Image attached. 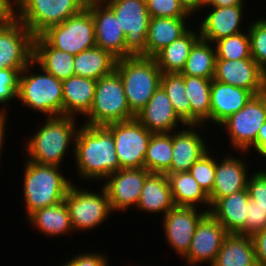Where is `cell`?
Here are the masks:
<instances>
[{"label": "cell", "instance_id": "60d3db41", "mask_svg": "<svg viewBox=\"0 0 266 266\" xmlns=\"http://www.w3.org/2000/svg\"><path fill=\"white\" fill-rule=\"evenodd\" d=\"M22 71L23 69H0V104L4 105L1 109L6 114L7 110L5 107H8L9 102L14 100V98L17 100L19 78Z\"/></svg>", "mask_w": 266, "mask_h": 266}, {"label": "cell", "instance_id": "c3c4849f", "mask_svg": "<svg viewBox=\"0 0 266 266\" xmlns=\"http://www.w3.org/2000/svg\"><path fill=\"white\" fill-rule=\"evenodd\" d=\"M251 148L266 160V122L260 127L256 143Z\"/></svg>", "mask_w": 266, "mask_h": 266}, {"label": "cell", "instance_id": "30bf717a", "mask_svg": "<svg viewBox=\"0 0 266 266\" xmlns=\"http://www.w3.org/2000/svg\"><path fill=\"white\" fill-rule=\"evenodd\" d=\"M41 36L53 47L72 55L96 46L94 20L86 6L61 24L49 27Z\"/></svg>", "mask_w": 266, "mask_h": 266}, {"label": "cell", "instance_id": "ee69618b", "mask_svg": "<svg viewBox=\"0 0 266 266\" xmlns=\"http://www.w3.org/2000/svg\"><path fill=\"white\" fill-rule=\"evenodd\" d=\"M247 190L249 198L257 202V205L266 212V174L263 169L250 175Z\"/></svg>", "mask_w": 266, "mask_h": 266}, {"label": "cell", "instance_id": "603a6c76", "mask_svg": "<svg viewBox=\"0 0 266 266\" xmlns=\"http://www.w3.org/2000/svg\"><path fill=\"white\" fill-rule=\"evenodd\" d=\"M253 93L212 79L210 93V120L213 125H220L230 115L242 109Z\"/></svg>", "mask_w": 266, "mask_h": 266}, {"label": "cell", "instance_id": "cb8c5ba5", "mask_svg": "<svg viewBox=\"0 0 266 266\" xmlns=\"http://www.w3.org/2000/svg\"><path fill=\"white\" fill-rule=\"evenodd\" d=\"M247 188L229 196L219 198L210 208L209 213L228 233L245 235V222L249 202Z\"/></svg>", "mask_w": 266, "mask_h": 266}, {"label": "cell", "instance_id": "d590c367", "mask_svg": "<svg viewBox=\"0 0 266 266\" xmlns=\"http://www.w3.org/2000/svg\"><path fill=\"white\" fill-rule=\"evenodd\" d=\"M173 132L153 133L147 147L144 168L150 173H165L171 166Z\"/></svg>", "mask_w": 266, "mask_h": 266}, {"label": "cell", "instance_id": "f907efd6", "mask_svg": "<svg viewBox=\"0 0 266 266\" xmlns=\"http://www.w3.org/2000/svg\"><path fill=\"white\" fill-rule=\"evenodd\" d=\"M246 0H205L204 7H225L233 5H244Z\"/></svg>", "mask_w": 266, "mask_h": 266}, {"label": "cell", "instance_id": "9c48e42d", "mask_svg": "<svg viewBox=\"0 0 266 266\" xmlns=\"http://www.w3.org/2000/svg\"><path fill=\"white\" fill-rule=\"evenodd\" d=\"M95 193L80 186L71 185L64 202L68 208L74 232L92 230L100 226L113 213L106 189L101 186ZM100 193V194H99Z\"/></svg>", "mask_w": 266, "mask_h": 266}, {"label": "cell", "instance_id": "8fae6325", "mask_svg": "<svg viewBox=\"0 0 266 266\" xmlns=\"http://www.w3.org/2000/svg\"><path fill=\"white\" fill-rule=\"evenodd\" d=\"M125 35L126 57H146L150 15L144 0H105Z\"/></svg>", "mask_w": 266, "mask_h": 266}, {"label": "cell", "instance_id": "816d5d0a", "mask_svg": "<svg viewBox=\"0 0 266 266\" xmlns=\"http://www.w3.org/2000/svg\"><path fill=\"white\" fill-rule=\"evenodd\" d=\"M7 116L8 115H6L1 121H0V159H1V153H2V151L3 150H1L2 148H3V142H5L4 140V138H5V130H6V123H7Z\"/></svg>", "mask_w": 266, "mask_h": 266}, {"label": "cell", "instance_id": "44dd1931", "mask_svg": "<svg viewBox=\"0 0 266 266\" xmlns=\"http://www.w3.org/2000/svg\"><path fill=\"white\" fill-rule=\"evenodd\" d=\"M216 158V171L212 192L208 195L211 206L219 199L245 190L249 179L248 164L244 157L238 158L228 153L219 161Z\"/></svg>", "mask_w": 266, "mask_h": 266}, {"label": "cell", "instance_id": "d6986e66", "mask_svg": "<svg viewBox=\"0 0 266 266\" xmlns=\"http://www.w3.org/2000/svg\"><path fill=\"white\" fill-rule=\"evenodd\" d=\"M87 7L94 20L96 47L108 51L117 59L126 58L125 35L114 12L105 3Z\"/></svg>", "mask_w": 266, "mask_h": 266}, {"label": "cell", "instance_id": "9a60e30c", "mask_svg": "<svg viewBox=\"0 0 266 266\" xmlns=\"http://www.w3.org/2000/svg\"><path fill=\"white\" fill-rule=\"evenodd\" d=\"M150 174L145 168H126L110 174L104 180L103 187L107 191L113 213L138 205L144 182Z\"/></svg>", "mask_w": 266, "mask_h": 266}, {"label": "cell", "instance_id": "7c38bea8", "mask_svg": "<svg viewBox=\"0 0 266 266\" xmlns=\"http://www.w3.org/2000/svg\"><path fill=\"white\" fill-rule=\"evenodd\" d=\"M115 141L116 155L121 169L144 168L149 140L153 133L136 118L105 126Z\"/></svg>", "mask_w": 266, "mask_h": 266}, {"label": "cell", "instance_id": "ffe728a7", "mask_svg": "<svg viewBox=\"0 0 266 266\" xmlns=\"http://www.w3.org/2000/svg\"><path fill=\"white\" fill-rule=\"evenodd\" d=\"M135 118L151 133H169L177 131L180 123L187 124L177 115L171 101L159 86L146 106L140 110Z\"/></svg>", "mask_w": 266, "mask_h": 266}, {"label": "cell", "instance_id": "f35d334b", "mask_svg": "<svg viewBox=\"0 0 266 266\" xmlns=\"http://www.w3.org/2000/svg\"><path fill=\"white\" fill-rule=\"evenodd\" d=\"M247 29L251 57L266 73V19H256L250 23Z\"/></svg>", "mask_w": 266, "mask_h": 266}, {"label": "cell", "instance_id": "836d02e7", "mask_svg": "<svg viewBox=\"0 0 266 266\" xmlns=\"http://www.w3.org/2000/svg\"><path fill=\"white\" fill-rule=\"evenodd\" d=\"M185 92L191 106V124L205 125L210 118L212 79L183 75Z\"/></svg>", "mask_w": 266, "mask_h": 266}, {"label": "cell", "instance_id": "7a4b0ae2", "mask_svg": "<svg viewBox=\"0 0 266 266\" xmlns=\"http://www.w3.org/2000/svg\"><path fill=\"white\" fill-rule=\"evenodd\" d=\"M35 134L25 144L26 159L41 165H53L61 167L63 158L73 148L78 128L76 127V117L59 115L46 117ZM28 157V158H27Z\"/></svg>", "mask_w": 266, "mask_h": 266}, {"label": "cell", "instance_id": "8992f818", "mask_svg": "<svg viewBox=\"0 0 266 266\" xmlns=\"http://www.w3.org/2000/svg\"><path fill=\"white\" fill-rule=\"evenodd\" d=\"M86 118L83 124L93 126H106L135 118L130 111L122 79L116 70L97 80L91 109L84 119Z\"/></svg>", "mask_w": 266, "mask_h": 266}, {"label": "cell", "instance_id": "f6af8a7d", "mask_svg": "<svg viewBox=\"0 0 266 266\" xmlns=\"http://www.w3.org/2000/svg\"><path fill=\"white\" fill-rule=\"evenodd\" d=\"M101 252H83L73 256L62 266H109L107 255Z\"/></svg>", "mask_w": 266, "mask_h": 266}, {"label": "cell", "instance_id": "5bb4252c", "mask_svg": "<svg viewBox=\"0 0 266 266\" xmlns=\"http://www.w3.org/2000/svg\"><path fill=\"white\" fill-rule=\"evenodd\" d=\"M199 207L175 206L162 219L167 244L182 259L189 251L192 238L200 220L208 213Z\"/></svg>", "mask_w": 266, "mask_h": 266}, {"label": "cell", "instance_id": "d4e9b609", "mask_svg": "<svg viewBox=\"0 0 266 266\" xmlns=\"http://www.w3.org/2000/svg\"><path fill=\"white\" fill-rule=\"evenodd\" d=\"M96 84L97 80L75 75L62 80L63 115L85 117L91 109Z\"/></svg>", "mask_w": 266, "mask_h": 266}, {"label": "cell", "instance_id": "e575fe53", "mask_svg": "<svg viewBox=\"0 0 266 266\" xmlns=\"http://www.w3.org/2000/svg\"><path fill=\"white\" fill-rule=\"evenodd\" d=\"M213 45L199 38L192 46L181 74L213 79L216 64V49Z\"/></svg>", "mask_w": 266, "mask_h": 266}, {"label": "cell", "instance_id": "ba28073f", "mask_svg": "<svg viewBox=\"0 0 266 266\" xmlns=\"http://www.w3.org/2000/svg\"><path fill=\"white\" fill-rule=\"evenodd\" d=\"M266 122V90L253 94L245 106L220 125L227 131L232 148L239 153L250 152L260 127ZM226 128V129H225Z\"/></svg>", "mask_w": 266, "mask_h": 266}, {"label": "cell", "instance_id": "ab89813d", "mask_svg": "<svg viewBox=\"0 0 266 266\" xmlns=\"http://www.w3.org/2000/svg\"><path fill=\"white\" fill-rule=\"evenodd\" d=\"M214 152L206 153L201 159L196 161L189 170V173L195 178L199 186L209 195L214 186V177L216 171V158Z\"/></svg>", "mask_w": 266, "mask_h": 266}, {"label": "cell", "instance_id": "74e56055", "mask_svg": "<svg viewBox=\"0 0 266 266\" xmlns=\"http://www.w3.org/2000/svg\"><path fill=\"white\" fill-rule=\"evenodd\" d=\"M216 60H241L252 58L249 34L240 32L214 42Z\"/></svg>", "mask_w": 266, "mask_h": 266}, {"label": "cell", "instance_id": "8d00e7d4", "mask_svg": "<svg viewBox=\"0 0 266 266\" xmlns=\"http://www.w3.org/2000/svg\"><path fill=\"white\" fill-rule=\"evenodd\" d=\"M160 86L168 95L177 115L191 124V106L185 92L184 77L181 73H162Z\"/></svg>", "mask_w": 266, "mask_h": 266}, {"label": "cell", "instance_id": "2e32d148", "mask_svg": "<svg viewBox=\"0 0 266 266\" xmlns=\"http://www.w3.org/2000/svg\"><path fill=\"white\" fill-rule=\"evenodd\" d=\"M229 233L208 212L198 223L188 253L182 258L187 265L214 264L225 237Z\"/></svg>", "mask_w": 266, "mask_h": 266}, {"label": "cell", "instance_id": "db71d44e", "mask_svg": "<svg viewBox=\"0 0 266 266\" xmlns=\"http://www.w3.org/2000/svg\"><path fill=\"white\" fill-rule=\"evenodd\" d=\"M7 114L1 109L0 107V121L6 116Z\"/></svg>", "mask_w": 266, "mask_h": 266}, {"label": "cell", "instance_id": "5b68a950", "mask_svg": "<svg viewBox=\"0 0 266 266\" xmlns=\"http://www.w3.org/2000/svg\"><path fill=\"white\" fill-rule=\"evenodd\" d=\"M36 63L30 62L21 72L17 99L29 110L45 116L63 115L62 80L38 66L40 73L31 72ZM32 73V74H30Z\"/></svg>", "mask_w": 266, "mask_h": 266}, {"label": "cell", "instance_id": "7dc6e473", "mask_svg": "<svg viewBox=\"0 0 266 266\" xmlns=\"http://www.w3.org/2000/svg\"><path fill=\"white\" fill-rule=\"evenodd\" d=\"M16 0H0V24L16 18Z\"/></svg>", "mask_w": 266, "mask_h": 266}, {"label": "cell", "instance_id": "6da1fadb", "mask_svg": "<svg viewBox=\"0 0 266 266\" xmlns=\"http://www.w3.org/2000/svg\"><path fill=\"white\" fill-rule=\"evenodd\" d=\"M76 174L86 180H105L121 169L112 133L105 126L82 124L74 144Z\"/></svg>", "mask_w": 266, "mask_h": 266}, {"label": "cell", "instance_id": "f5cc1de1", "mask_svg": "<svg viewBox=\"0 0 266 266\" xmlns=\"http://www.w3.org/2000/svg\"><path fill=\"white\" fill-rule=\"evenodd\" d=\"M80 1L86 7L91 4L104 3L105 0H80Z\"/></svg>", "mask_w": 266, "mask_h": 266}, {"label": "cell", "instance_id": "1f68e13d", "mask_svg": "<svg viewBox=\"0 0 266 266\" xmlns=\"http://www.w3.org/2000/svg\"><path fill=\"white\" fill-rule=\"evenodd\" d=\"M166 175L169 179L172 197L176 206L197 207L198 205H203L206 211H210L209 196L199 186L189 171Z\"/></svg>", "mask_w": 266, "mask_h": 266}, {"label": "cell", "instance_id": "ac0fdd59", "mask_svg": "<svg viewBox=\"0 0 266 266\" xmlns=\"http://www.w3.org/2000/svg\"><path fill=\"white\" fill-rule=\"evenodd\" d=\"M198 127L202 130L206 126L187 124L182 126L183 129L173 131L172 161L165 174L188 172L196 161L210 151L205 139L197 132Z\"/></svg>", "mask_w": 266, "mask_h": 266}, {"label": "cell", "instance_id": "f546056e", "mask_svg": "<svg viewBox=\"0 0 266 266\" xmlns=\"http://www.w3.org/2000/svg\"><path fill=\"white\" fill-rule=\"evenodd\" d=\"M26 220L33 228L48 237H59L74 232L65 202L44 207L31 213Z\"/></svg>", "mask_w": 266, "mask_h": 266}, {"label": "cell", "instance_id": "681fc988", "mask_svg": "<svg viewBox=\"0 0 266 266\" xmlns=\"http://www.w3.org/2000/svg\"><path fill=\"white\" fill-rule=\"evenodd\" d=\"M180 5L191 16L196 12L199 14L204 8L205 0H179ZM202 7V8H201Z\"/></svg>", "mask_w": 266, "mask_h": 266}, {"label": "cell", "instance_id": "3957f363", "mask_svg": "<svg viewBox=\"0 0 266 266\" xmlns=\"http://www.w3.org/2000/svg\"><path fill=\"white\" fill-rule=\"evenodd\" d=\"M26 161L23 173V195L26 217H28L38 209L63 202L73 182L62 174L58 166Z\"/></svg>", "mask_w": 266, "mask_h": 266}, {"label": "cell", "instance_id": "52a82bcc", "mask_svg": "<svg viewBox=\"0 0 266 266\" xmlns=\"http://www.w3.org/2000/svg\"><path fill=\"white\" fill-rule=\"evenodd\" d=\"M16 18L34 36L49 27L61 24L79 13L85 6L80 0H16Z\"/></svg>", "mask_w": 266, "mask_h": 266}, {"label": "cell", "instance_id": "4316f807", "mask_svg": "<svg viewBox=\"0 0 266 266\" xmlns=\"http://www.w3.org/2000/svg\"><path fill=\"white\" fill-rule=\"evenodd\" d=\"M190 17H150L146 37V57H154L160 50L184 35L190 28Z\"/></svg>", "mask_w": 266, "mask_h": 266}, {"label": "cell", "instance_id": "7bdbcfd3", "mask_svg": "<svg viewBox=\"0 0 266 266\" xmlns=\"http://www.w3.org/2000/svg\"><path fill=\"white\" fill-rule=\"evenodd\" d=\"M265 228L266 212L257 205V202L249 199L245 222V235L253 236L255 233L262 231Z\"/></svg>", "mask_w": 266, "mask_h": 266}, {"label": "cell", "instance_id": "4fadbf2b", "mask_svg": "<svg viewBox=\"0 0 266 266\" xmlns=\"http://www.w3.org/2000/svg\"><path fill=\"white\" fill-rule=\"evenodd\" d=\"M34 37L17 18L0 24V69H24L32 62Z\"/></svg>", "mask_w": 266, "mask_h": 266}, {"label": "cell", "instance_id": "bcb514c9", "mask_svg": "<svg viewBox=\"0 0 266 266\" xmlns=\"http://www.w3.org/2000/svg\"><path fill=\"white\" fill-rule=\"evenodd\" d=\"M258 266H266V228L252 236Z\"/></svg>", "mask_w": 266, "mask_h": 266}, {"label": "cell", "instance_id": "7402d4cb", "mask_svg": "<svg viewBox=\"0 0 266 266\" xmlns=\"http://www.w3.org/2000/svg\"><path fill=\"white\" fill-rule=\"evenodd\" d=\"M244 6L209 7L210 10L197 27L200 38L214 43L221 38L243 32L240 25L243 23L241 20L244 18Z\"/></svg>", "mask_w": 266, "mask_h": 266}, {"label": "cell", "instance_id": "f1b7e54d", "mask_svg": "<svg viewBox=\"0 0 266 266\" xmlns=\"http://www.w3.org/2000/svg\"><path fill=\"white\" fill-rule=\"evenodd\" d=\"M215 266H258L252 236L229 233L218 252Z\"/></svg>", "mask_w": 266, "mask_h": 266}, {"label": "cell", "instance_id": "b9f144b4", "mask_svg": "<svg viewBox=\"0 0 266 266\" xmlns=\"http://www.w3.org/2000/svg\"><path fill=\"white\" fill-rule=\"evenodd\" d=\"M146 7L150 17H191L180 5L179 0H147Z\"/></svg>", "mask_w": 266, "mask_h": 266}, {"label": "cell", "instance_id": "277c9868", "mask_svg": "<svg viewBox=\"0 0 266 266\" xmlns=\"http://www.w3.org/2000/svg\"><path fill=\"white\" fill-rule=\"evenodd\" d=\"M115 70L122 79L130 111L136 115L160 86L162 72L152 57L117 59Z\"/></svg>", "mask_w": 266, "mask_h": 266}, {"label": "cell", "instance_id": "e0dca14e", "mask_svg": "<svg viewBox=\"0 0 266 266\" xmlns=\"http://www.w3.org/2000/svg\"><path fill=\"white\" fill-rule=\"evenodd\" d=\"M213 80L251 91L266 90V73L252 59L216 60Z\"/></svg>", "mask_w": 266, "mask_h": 266}, {"label": "cell", "instance_id": "d6a6232c", "mask_svg": "<svg viewBox=\"0 0 266 266\" xmlns=\"http://www.w3.org/2000/svg\"><path fill=\"white\" fill-rule=\"evenodd\" d=\"M117 58L102 48L94 47L74 56L75 76L99 80L113 72Z\"/></svg>", "mask_w": 266, "mask_h": 266}, {"label": "cell", "instance_id": "83f0119b", "mask_svg": "<svg viewBox=\"0 0 266 266\" xmlns=\"http://www.w3.org/2000/svg\"><path fill=\"white\" fill-rule=\"evenodd\" d=\"M33 61L59 80L75 75L74 55L53 48L41 35L34 37Z\"/></svg>", "mask_w": 266, "mask_h": 266}, {"label": "cell", "instance_id": "4dcf8cb0", "mask_svg": "<svg viewBox=\"0 0 266 266\" xmlns=\"http://www.w3.org/2000/svg\"><path fill=\"white\" fill-rule=\"evenodd\" d=\"M200 38V32L189 29L180 38L160 50L153 58L162 73H181L189 52L194 43Z\"/></svg>", "mask_w": 266, "mask_h": 266}, {"label": "cell", "instance_id": "484cf974", "mask_svg": "<svg viewBox=\"0 0 266 266\" xmlns=\"http://www.w3.org/2000/svg\"><path fill=\"white\" fill-rule=\"evenodd\" d=\"M175 206L167 175L151 173L144 182L136 210L153 214L161 212L164 216Z\"/></svg>", "mask_w": 266, "mask_h": 266}]
</instances>
